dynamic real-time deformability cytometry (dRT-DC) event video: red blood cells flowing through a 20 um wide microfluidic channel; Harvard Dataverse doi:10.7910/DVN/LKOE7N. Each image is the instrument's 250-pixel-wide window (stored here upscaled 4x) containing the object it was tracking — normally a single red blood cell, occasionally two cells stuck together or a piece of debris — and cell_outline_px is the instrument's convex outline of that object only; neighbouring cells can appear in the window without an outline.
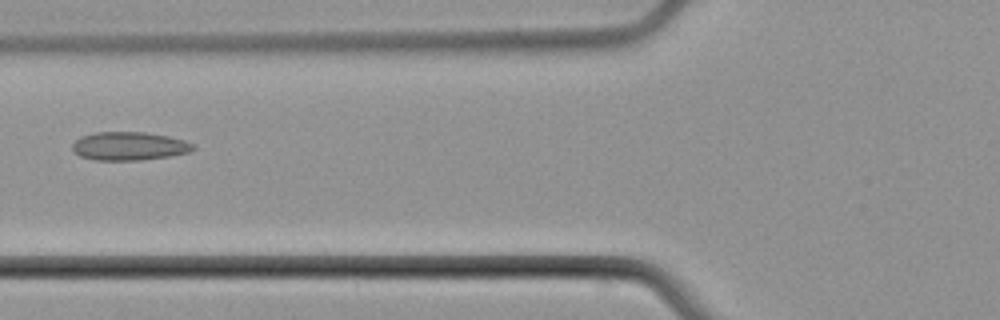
{"species": "common noctule bat (a hibernating species)", "species_latin": "Nyctalus noctula", "temperature_condition": "cold", "stored_images_in_passage": 4, "camera_frame_rate_fps": 3000, "um_per_image_px": 0.085, "animal": {"sex": "male", "body_mass_g": 21.5, "forearm_length_mm": 52.0}, "frame": {"image": 1, "passage_image": 4, "time_ms": 3.333, "image_size_px": [1000, 320], "cell_outline_px": [[196, 148], [188, 152], [168, 156], [140, 160], [96, 160], [80, 156], [72, 148], [72, 144], [80, 136], [96, 132], [144, 132], [168, 136], [184, 140], [196, 144]], "centroid_in_image_um": [10.99, 12.41], "position_along_channel_um": 114.8, "area_um2": 19.94}}